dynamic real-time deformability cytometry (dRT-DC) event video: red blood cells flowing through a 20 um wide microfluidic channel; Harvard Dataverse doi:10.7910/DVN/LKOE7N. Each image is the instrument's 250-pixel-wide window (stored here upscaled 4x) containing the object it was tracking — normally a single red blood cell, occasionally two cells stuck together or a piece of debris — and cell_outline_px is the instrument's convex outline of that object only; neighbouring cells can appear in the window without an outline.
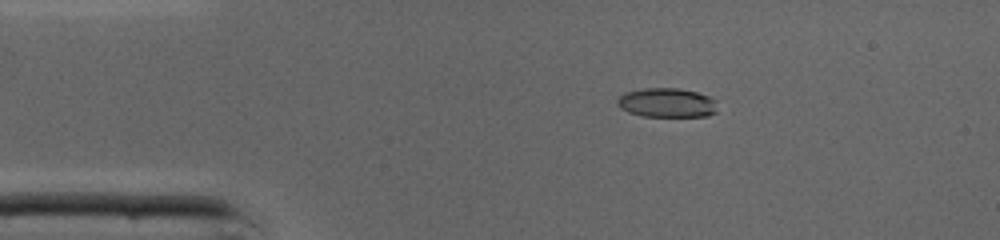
{"species": "common noctule bat (a hibernating species)", "species_latin": "Nyctalus noctula", "temperature_condition": "cold", "stored_images_in_passage": 11, "camera_frame_rate_fps": 3000, "um_per_image_px": 0.085, "animal": {"sex": "male", "body_mass_g": 19.0, "forearm_length_mm": 50.8}, "frame": {"image": 1, "passage_image": 5, "time_ms": 1.333, "image_size_px": [1000, 240], "cell_outline_px": [[716, 112], [708, 116], [644, 116], [628, 112], [620, 108], [616, 104], [616, 100], [624, 92], [644, 88], [680, 88], [696, 92], [708, 96], [716, 100]], "centroid_in_image_um": [56.66, 8.73], "position_along_channel_um": 28.3, "area_um2": 17.17}}